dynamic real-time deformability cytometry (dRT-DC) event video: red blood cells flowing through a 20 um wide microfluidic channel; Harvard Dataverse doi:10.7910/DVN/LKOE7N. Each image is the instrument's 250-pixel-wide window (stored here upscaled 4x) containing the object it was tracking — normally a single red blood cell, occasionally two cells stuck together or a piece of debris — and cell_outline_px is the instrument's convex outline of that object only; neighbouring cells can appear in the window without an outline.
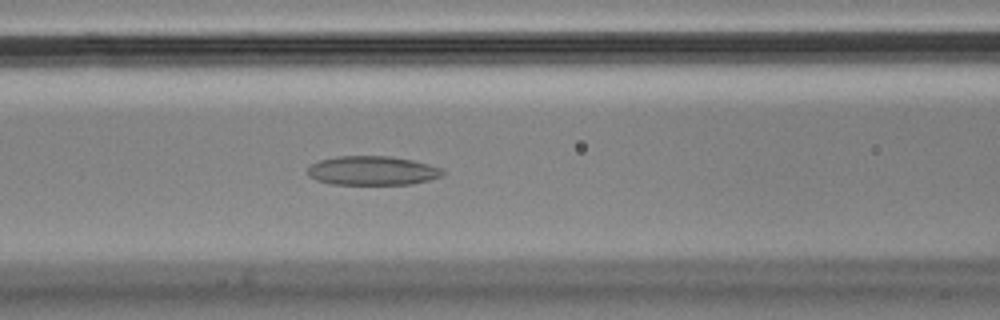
{"species": "Egyptian fruit bat (a non-hibernating species)", "species_latin": "Rousettus aegyptiacus", "temperature_condition": "cold", "stored_images_in_passage": 55, "camera_frame_rate_fps": 3000, "um_per_image_px": 0.085, "animal": {"sex": "male"}, "frame": {"image": 1, "passage_image": 22, "time_ms": 7.0, "image_size_px": [1000, 320], "cell_outline_px": [[444, 176], [412, 184], [332, 184], [316, 180], [308, 176], [308, 168], [312, 164], [320, 160], [340, 156], [388, 156], [412, 160], [428, 164], [440, 168], [444, 172]], "centroid_in_image_um": [31.65, 14.51], "position_along_channel_um": 134.9, "area_um2": 22.77}}
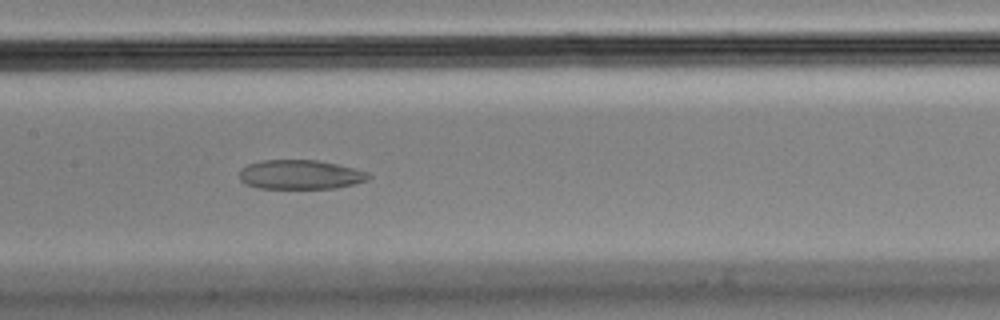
{"frame": {"image": 2, "passage_image": 26, "time_ms": 8.333, "image_size_px": [1000, 320], "cell_outline_px": [[372, 176], [368, 180], [336, 188], [260, 188], [248, 184], [240, 180], [240, 168], [248, 164], [260, 160], [316, 160], [336, 164], [368, 172]], "centroid_in_image_um": [25.52, 14.83], "position_along_channel_um": 181.9, "area_um2": 21.91}}
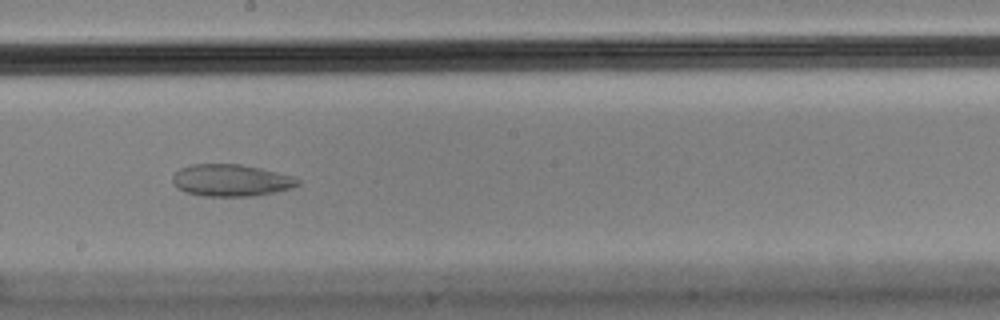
{"frame": {"image": 3, "passage_image": 30, "time_ms": 9.667, "image_size_px": [1000, 320], "cell_outline_px": [[300, 184], [292, 188], [252, 196], [204, 196], [184, 192], [176, 188], [172, 180], [172, 176], [180, 168], [192, 164], [240, 164], [260, 168], [292, 176], [300, 180]], "centroid_in_image_um": [19.6, 15.33], "position_along_channel_um": 228.6, "area_um2": 23.29}}